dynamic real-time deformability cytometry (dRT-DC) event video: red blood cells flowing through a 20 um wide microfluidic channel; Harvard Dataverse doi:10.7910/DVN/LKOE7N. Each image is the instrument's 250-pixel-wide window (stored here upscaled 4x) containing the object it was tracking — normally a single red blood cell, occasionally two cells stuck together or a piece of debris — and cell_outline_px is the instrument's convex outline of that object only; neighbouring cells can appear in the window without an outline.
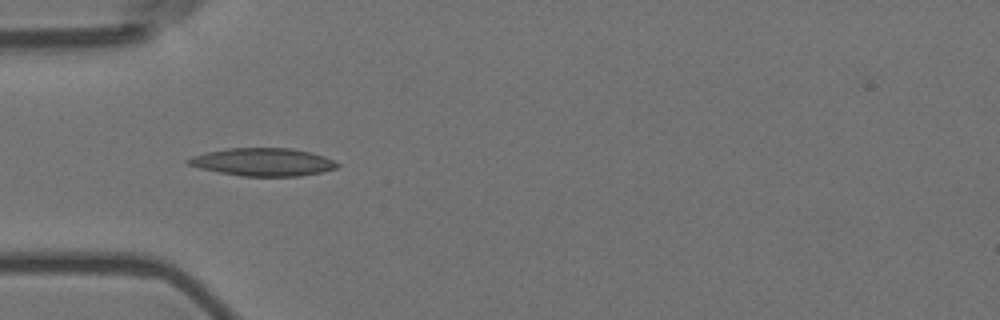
{"species": "Egyptian fruit bat (a non-hibernating species)", "species_latin": "Rousettus aegyptiacus", "temperature_condition": "room temperature", "stored_images_in_passage": 4, "camera_frame_rate_fps": 3000, "um_per_image_px": 0.085, "animal": {"sex": "female"}, "frame": {"image": 1, "passage_image": 1, "time_ms": 0.0, "image_size_px": [1000, 320], "cell_outline_px": [[340, 164], [336, 168], [320, 172], [300, 176], [240, 176], [200, 168], [188, 164], [184, 160], [192, 156], [208, 152], [228, 148], [292, 148], [312, 152], [324, 156]], "centroid_in_image_um": [22.35, 13.77], "position_along_channel_um": 62.6, "area_um2": 24.1}}
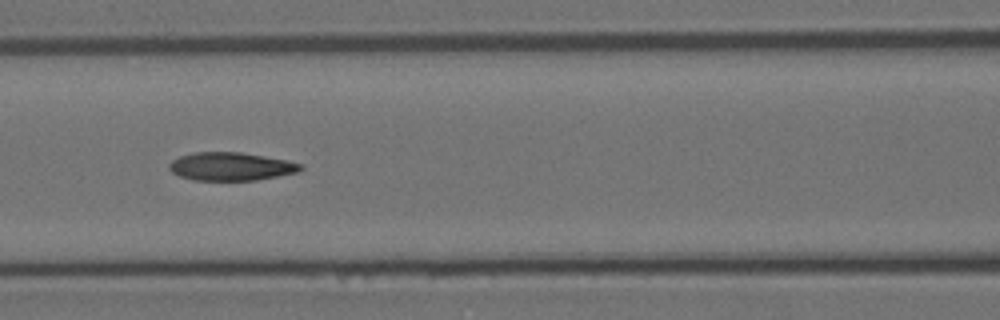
{"frame": {"image": 2, "passage_image": 3, "time_ms": 0.667, "image_size_px": [1000, 320], "cell_outline_px": [[304, 168], [300, 172], [256, 180], [192, 180], [180, 176], [172, 172], [168, 168], [168, 164], [172, 160], [180, 156], [192, 152], [240, 152], [264, 156], [304, 164]], "centroid_in_image_um": [19.63, 14.15], "position_along_channel_um": 147.0, "area_um2": 21.68}}
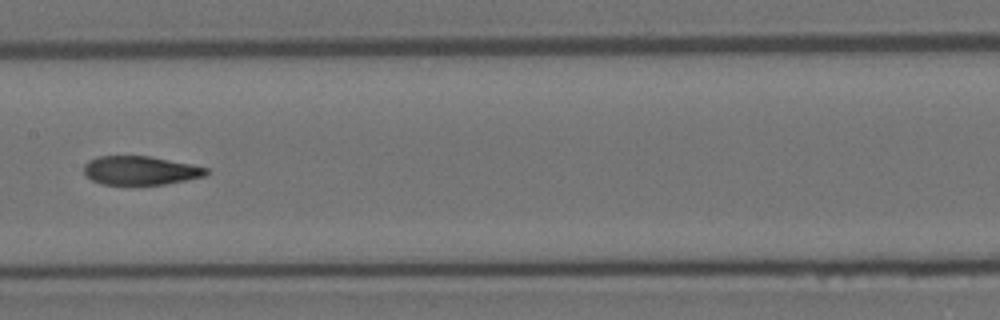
{"frame": {"image": 3, "passage_image": 4, "time_ms": 1.0, "image_size_px": [1000, 320], "cell_outline_px": [[208, 172], [204, 176], [164, 184], [100, 184], [92, 180], [84, 172], [84, 164], [88, 160], [96, 156], [148, 156], [192, 164], [208, 168]], "centroid_in_image_um": [11.9, 14.48], "position_along_channel_um": 195.5, "area_um2": 20.35}}